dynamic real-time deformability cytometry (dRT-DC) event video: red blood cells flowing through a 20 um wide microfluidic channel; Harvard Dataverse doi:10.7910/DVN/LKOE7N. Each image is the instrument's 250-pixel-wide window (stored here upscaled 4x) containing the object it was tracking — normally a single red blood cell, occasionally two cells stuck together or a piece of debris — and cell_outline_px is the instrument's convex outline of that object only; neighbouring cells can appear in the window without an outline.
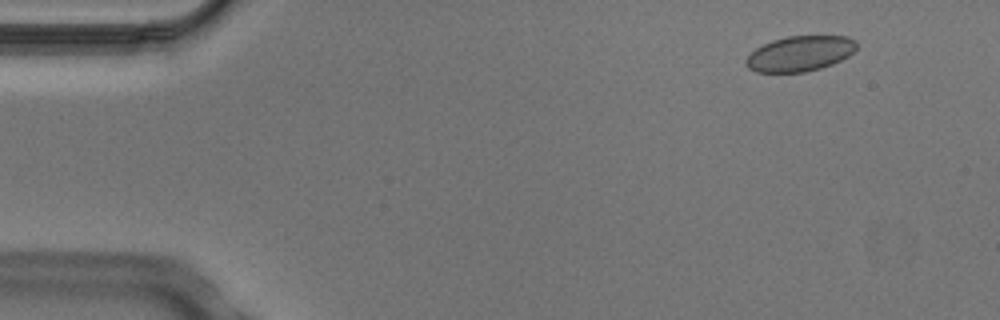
{"species": "Egyptian fruit bat (a non-hibernating species)", "species_latin": "Rousettus aegyptiacus", "temperature_condition": "cold", "stored_images_in_passage": 4, "camera_frame_rate_fps": 3000, "um_per_image_px": 0.085, "animal": {"sex": "male"}, "frame": {"image": 1, "passage_image": 1, "time_ms": 0.0, "image_size_px": [1000, 320], "cell_outline_px": [[856, 48], [848, 56], [832, 64], [820, 68], [804, 72], [756, 72], [748, 68], [744, 64], [744, 60], [756, 48], [772, 40], [788, 36], [848, 36], [856, 40]], "centroid_in_image_um": [67.98, 4.55], "position_along_channel_um": 17.0, "area_um2": 22.72}}
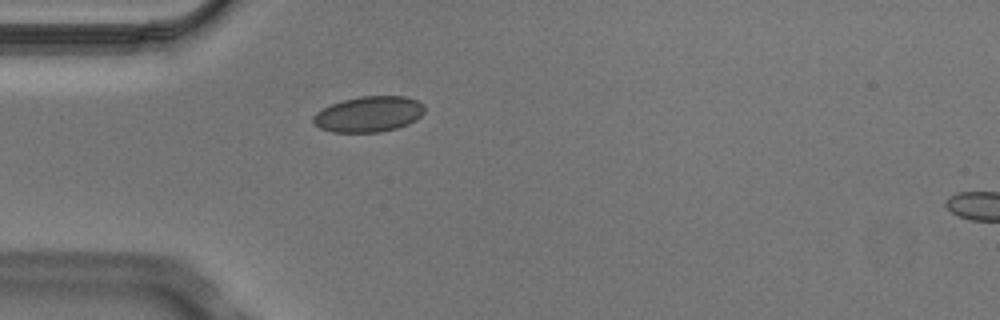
{"frame": {"image": 2, "passage_image": 3, "time_ms": 0.667, "image_size_px": [1000, 320], "cell_outline_px": [[424, 112], [416, 120], [408, 124], [396, 128], [380, 132], [332, 132], [320, 128], [312, 120], [312, 116], [316, 112], [332, 104], [344, 100], [360, 96], [404, 96], [416, 100], [424, 104]], "centroid_in_image_um": [31.35, 9.7], "position_along_channel_um": 53.6, "area_um2": 23.06}}